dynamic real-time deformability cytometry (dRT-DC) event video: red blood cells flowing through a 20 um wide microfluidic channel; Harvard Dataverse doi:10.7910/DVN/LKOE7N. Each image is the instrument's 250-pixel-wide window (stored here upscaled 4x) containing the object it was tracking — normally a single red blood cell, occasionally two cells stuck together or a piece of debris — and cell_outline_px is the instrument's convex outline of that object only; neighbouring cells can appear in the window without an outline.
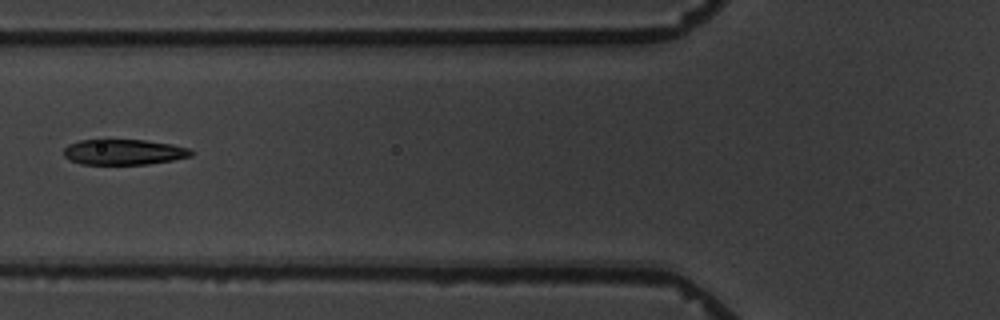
{"species": "common noctule bat (a hibernating species)", "species_latin": "Nyctalus noctula", "temperature_condition": "warm", "stored_images_in_passage": 12, "camera_frame_rate_fps": 3000, "um_per_image_px": 0.085, "animal": {"sex": "male", "body_mass_g": 19.5, "forearm_length_mm": 54.6}, "frame": {"image": 1, "passage_image": 2, "time_ms": 1.333, "image_size_px": [1000, 320], "cell_outline_px": [[192, 156], [172, 160], [148, 164], [80, 164], [64, 156], [64, 148], [68, 144], [80, 140], [104, 136], [144, 140], [172, 144], [188, 148], [192, 152]], "centroid_in_image_um": [10.45, 12.87], "position_along_channel_um": 115.3, "area_um2": 19.71}}
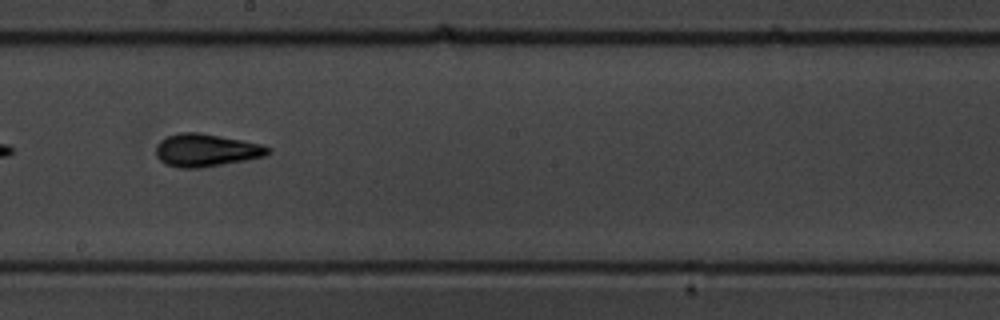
{"frame": {"image": 2, "passage_image": 5, "time_ms": 4.667, "image_size_px": [1000, 320], "cell_outline_px": [[268, 152], [264, 156], [244, 160], [200, 168], [180, 168], [164, 164], [156, 156], [156, 144], [160, 140], [168, 136], [180, 132], [200, 132], [260, 144], [268, 148]], "centroid_in_image_um": [17.43, 12.77], "position_along_channel_um": 230.8, "area_um2": 21.1}}
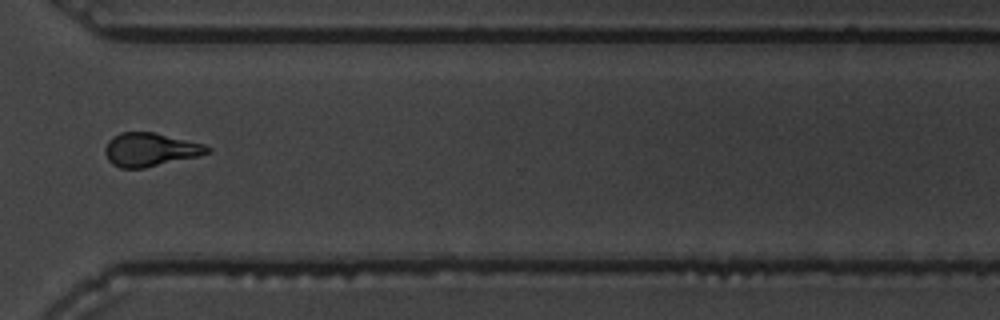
{"frame": {"image": 3, "passage_image": 8, "time_ms": 8.333, "image_size_px": [1000, 320], "cell_outline_px": [[212, 152], [200, 156], [144, 168], [120, 168], [112, 164], [108, 160], [104, 152], [104, 148], [108, 140], [112, 136], [120, 132], [156, 132], [204, 144], [212, 148]], "centroid_in_image_um": [12.78, 12.71], "position_along_channel_um": 357.8, "area_um2": 20.29}, "authors_computed_cell_mechanics": {"area_um2": 19.7676, "velocity_mm_per_s": 3.4705, "shape_relaxation_time_tau1_ms": 3.5624, "shape_relaxation_time_tau2_ms": 1.1409, "deformation_change_tau1": 0.1317, "deformation_change_tau2": 0.0646}}